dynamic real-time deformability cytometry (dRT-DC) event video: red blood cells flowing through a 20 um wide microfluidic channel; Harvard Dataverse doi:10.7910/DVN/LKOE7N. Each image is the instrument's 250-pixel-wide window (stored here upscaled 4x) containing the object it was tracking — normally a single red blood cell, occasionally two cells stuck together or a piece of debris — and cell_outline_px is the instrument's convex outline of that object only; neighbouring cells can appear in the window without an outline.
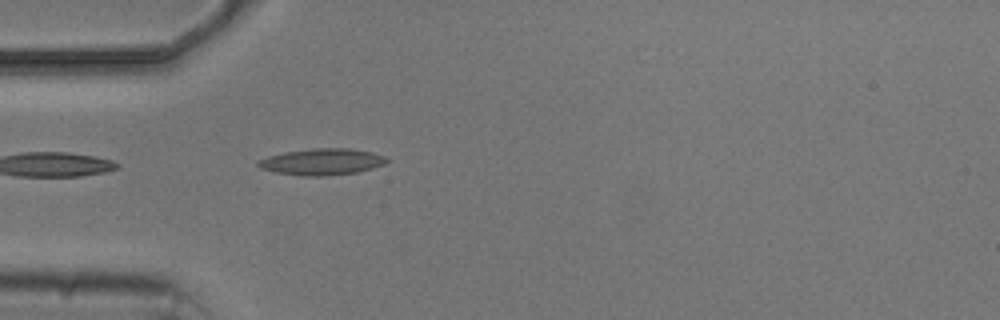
{"species": "common noctule bat (a hibernating species)", "species_latin": "Nyctalus noctula", "temperature_condition": "cold", "stored_images_in_passage": 2, "camera_frame_rate_fps": 3000, "um_per_image_px": 0.085, "animal": {"sex": "male", "body_mass_g": 20.5, "forearm_length_mm": 52.5}, "frame": {"image": 1, "passage_image": 2, "time_ms": 1.333, "image_size_px": [1000, 320], "cell_outline_px": [[388, 160], [384, 164], [372, 168], [356, 172], [324, 176], [304, 176], [276, 172], [260, 168], [256, 164], [256, 160], [268, 156], [284, 152], [312, 148], [352, 148], [372, 152], [384, 156]], "centroid_in_image_um": [27.34, 13.74], "position_along_channel_um": 57.7, "area_um2": 19.83}}